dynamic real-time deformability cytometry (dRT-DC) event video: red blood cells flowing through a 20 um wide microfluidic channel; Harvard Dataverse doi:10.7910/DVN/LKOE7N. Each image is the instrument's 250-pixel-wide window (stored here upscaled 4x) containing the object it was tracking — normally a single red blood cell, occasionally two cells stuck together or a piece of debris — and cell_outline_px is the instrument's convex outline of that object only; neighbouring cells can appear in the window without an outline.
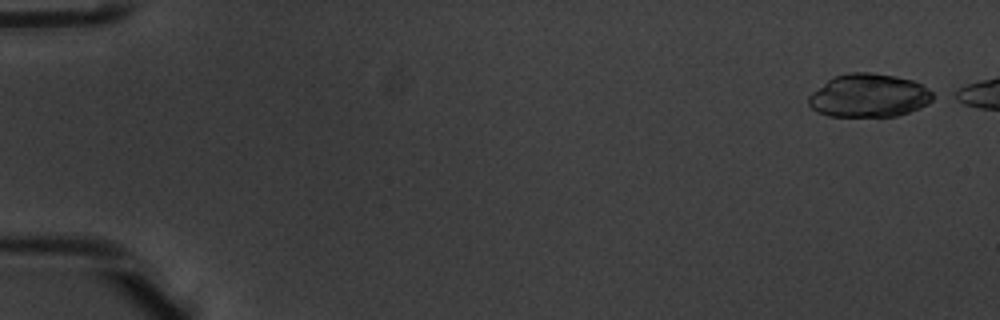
{"species": "common noctule bat (a hibernating species)", "species_latin": "Nyctalus noctula", "temperature_condition": "warm", "stored_images_in_passage": 9, "camera_frame_rate_fps": 3000, "um_per_image_px": 0.085, "animal": {"sex": "male", "body_mass_g": 20.1, "forearm_length_mm": 53.5}, "frame": {"image": 1, "passage_image": 1, "time_ms": 0.0, "image_size_px": [1000, 320], "cell_outline_px": [[932, 100], [928, 104], [920, 108], [896, 116], [828, 116], [816, 112], [808, 104], [808, 96], [812, 92], [828, 80], [836, 76], [848, 72], [868, 72], [896, 76], [912, 80], [920, 84], [932, 92]], "centroid_in_image_um": [73.83, 8.13], "position_along_channel_um": 11.2, "area_um2": 31.27}}